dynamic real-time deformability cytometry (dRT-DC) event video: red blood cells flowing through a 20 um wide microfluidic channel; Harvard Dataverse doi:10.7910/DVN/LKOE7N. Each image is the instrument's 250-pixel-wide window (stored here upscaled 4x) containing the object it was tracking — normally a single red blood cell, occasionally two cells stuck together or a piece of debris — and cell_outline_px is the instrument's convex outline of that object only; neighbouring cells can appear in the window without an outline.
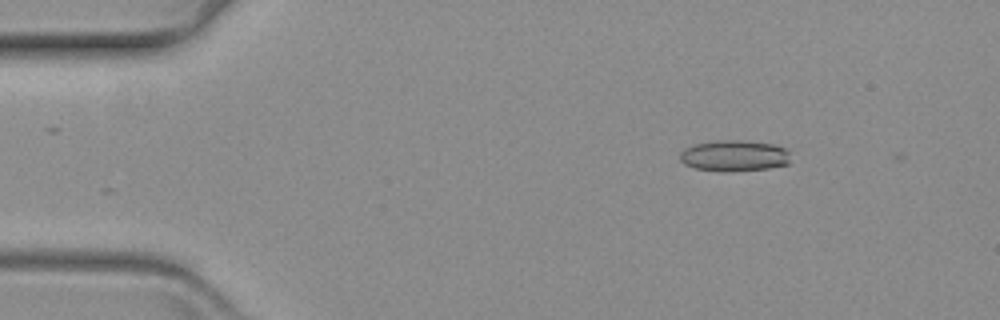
{"species": "common noctule bat (a hibernating species)", "species_latin": "Nyctalus noctula", "temperature_condition": "warm", "stored_images_in_passage": 53, "camera_frame_rate_fps": 3000, "um_per_image_px": 0.085, "animal": {"sex": "female", "body_mass_g": 19.3, "forearm_length_mm": 54.1}, "frame": {"image": 1, "passage_image": 2, "time_ms": 0.333, "image_size_px": [1000, 320], "cell_outline_px": [[788, 164], [768, 168], [720, 172], [696, 168], [684, 164], [680, 160], [680, 152], [684, 148], [696, 144], [716, 140], [744, 140], [772, 144], [784, 148], [788, 152]], "centroid_in_image_um": [62.37, 13.23], "position_along_channel_um": 22.6, "area_um2": 19.94}}
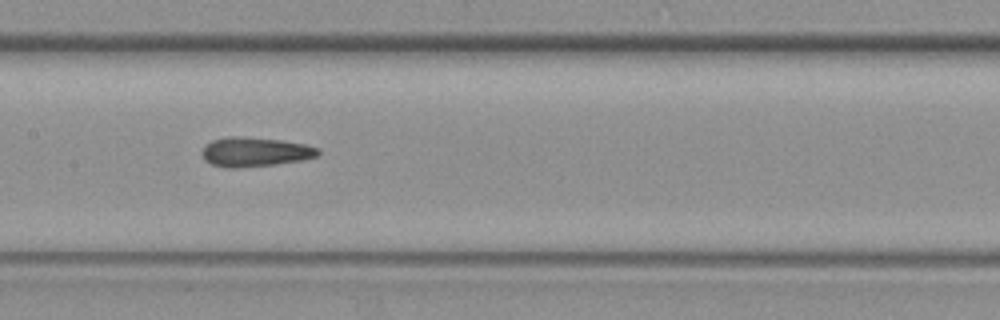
{"frame": {"image": 2, "passage_image": 23, "time_ms": 7.333, "image_size_px": [1000, 320], "cell_outline_px": [[320, 152], [316, 156], [300, 160], [276, 164], [240, 168], [224, 168], [212, 164], [204, 160], [200, 152], [204, 144], [212, 140], [228, 136], [240, 136], [280, 140], [304, 144], [320, 148]], "centroid_in_image_um": [21.6, 12.91], "position_along_channel_um": 185.8, "area_um2": 20.06}}
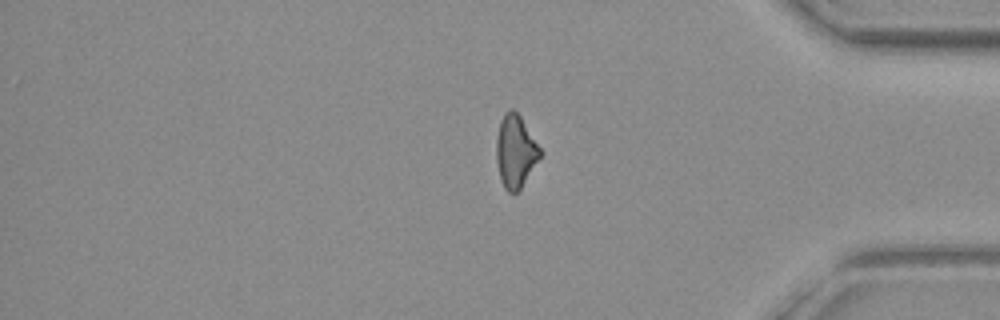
{"frame": {"image": 3, "passage_image": 43, "time_ms": 14.0, "image_size_px": [1000, 320], "cell_outline_px": [[544, 152], [520, 188], [516, 192], [508, 192], [504, 188], [500, 180], [496, 160], [496, 140], [500, 120], [504, 112], [508, 108], [512, 108], [520, 116]], "centroid_in_image_um": [43.81, 12.84], "position_along_channel_um": 391.4, "area_um2": 18.67}}